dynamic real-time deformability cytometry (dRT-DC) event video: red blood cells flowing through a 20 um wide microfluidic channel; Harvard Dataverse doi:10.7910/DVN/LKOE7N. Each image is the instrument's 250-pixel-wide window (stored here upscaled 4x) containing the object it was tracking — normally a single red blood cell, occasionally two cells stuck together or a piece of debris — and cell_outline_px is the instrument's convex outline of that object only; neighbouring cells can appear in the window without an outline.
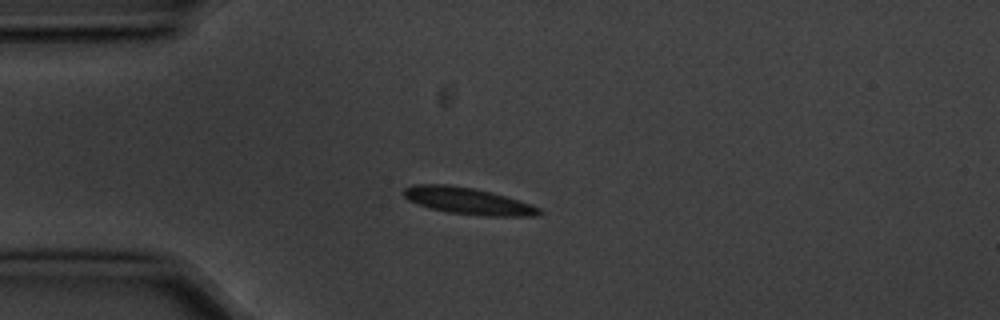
{"species": "common noctule bat (a hibernating species)", "species_latin": "Nyctalus noctula", "temperature_condition": "cold", "stored_images_in_passage": 6, "camera_frame_rate_fps": 3000, "um_per_image_px": 0.085, "animal": {"sex": "male", "body_mass_g": 20.1, "forearm_length_mm": 53.5}, "frame": {"image": 1, "passage_image": 3, "time_ms": 0.667, "image_size_px": [1000, 320], "cell_outline_px": [[544, 212], [536, 216], [484, 216], [448, 212], [432, 208], [408, 200], [400, 192], [404, 188], [416, 184], [448, 184], [472, 188], [504, 196], [532, 204], [540, 208]], "centroid_in_image_um": [39.78, 17.08], "position_along_channel_um": 45.2, "area_um2": 20.92}}